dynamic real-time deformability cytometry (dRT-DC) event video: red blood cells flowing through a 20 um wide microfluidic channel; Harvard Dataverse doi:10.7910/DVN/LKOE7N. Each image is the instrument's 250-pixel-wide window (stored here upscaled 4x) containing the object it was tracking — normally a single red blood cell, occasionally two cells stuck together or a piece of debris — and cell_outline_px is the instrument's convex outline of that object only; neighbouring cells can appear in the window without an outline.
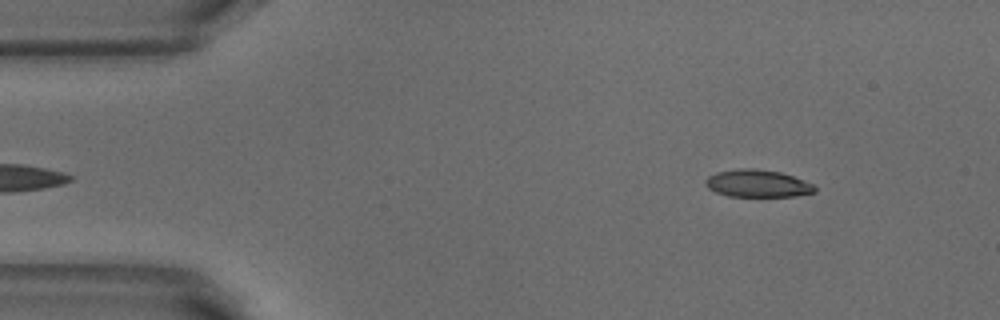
{"species": "common noctule bat (a hibernating species)", "species_latin": "Nyctalus noctula", "temperature_condition": "warm", "stored_images_in_passage": 47, "camera_frame_rate_fps": 3000, "um_per_image_px": 0.085, "animal": {"sex": "male", "body_mass_g": 18.8}, "frame": {"image": 1, "passage_image": 2, "time_ms": 0.333, "image_size_px": [1000, 320], "cell_outline_px": [[816, 192], [796, 196], [728, 196], [716, 192], [708, 188], [704, 184], [704, 180], [708, 176], [716, 172], [736, 168], [752, 168], [780, 172], [792, 176], [812, 184], [816, 188]], "centroid_in_image_um": [64.34, 15.59], "position_along_channel_um": 20.7, "area_um2": 17.46}}
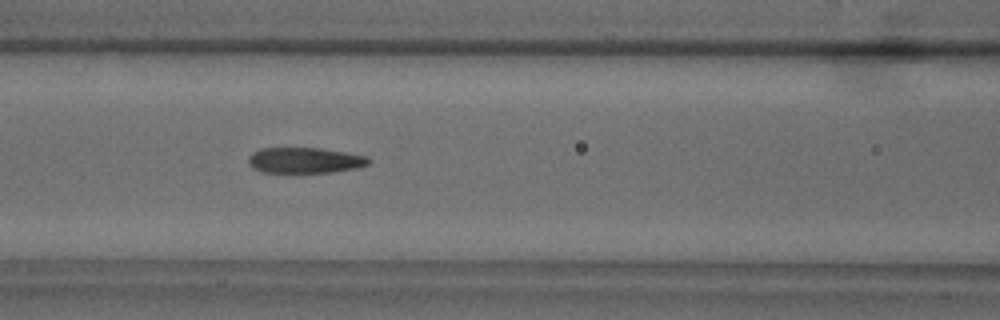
{"frame": {"image": 2, "passage_image": 17, "time_ms": 5.333, "image_size_px": [1000, 320], "cell_outline_px": [[372, 160], [368, 164], [356, 168], [332, 172], [292, 176], [264, 172], [252, 168], [248, 164], [248, 156], [252, 152], [260, 148], [320, 148], [368, 156]], "centroid_in_image_um": [25.86, 13.68], "position_along_channel_um": 140.7, "area_um2": 19.02}}
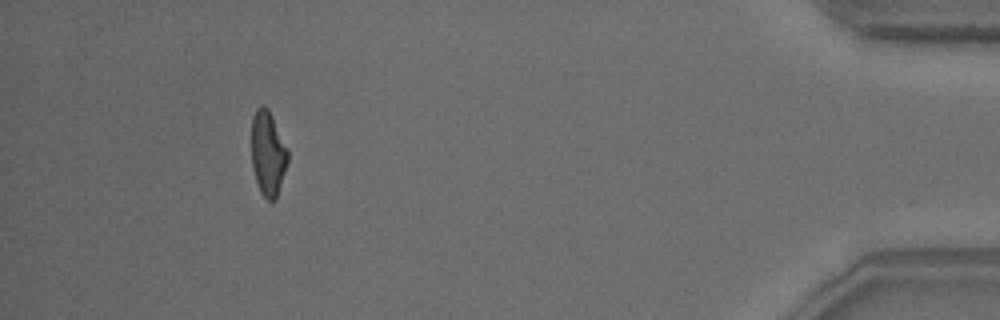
{"frame": {"image": 3, "passage_image": 43, "time_ms": 14.0, "image_size_px": [1000, 320], "cell_outline_px": [[288, 160], [276, 200], [268, 200], [260, 192], [256, 180], [252, 164], [252, 116], [256, 108], [260, 104], [264, 104], [268, 108], [288, 148]], "centroid_in_image_um": [22.77, 13.0], "position_along_channel_um": 412.4, "area_um2": 17.98}, "authors_computed_cell_mechanics": {"area_um2": 18.9006, "velocity_mm_per_s": 3.8859, "shape_relaxation_time_tau1_ms": 6.0222, "shape_relaxation_time_tau2_ms": 1.7969, "deformation_change_tau1": 0.2152, "deformation_change_tau2": 0.1047}}